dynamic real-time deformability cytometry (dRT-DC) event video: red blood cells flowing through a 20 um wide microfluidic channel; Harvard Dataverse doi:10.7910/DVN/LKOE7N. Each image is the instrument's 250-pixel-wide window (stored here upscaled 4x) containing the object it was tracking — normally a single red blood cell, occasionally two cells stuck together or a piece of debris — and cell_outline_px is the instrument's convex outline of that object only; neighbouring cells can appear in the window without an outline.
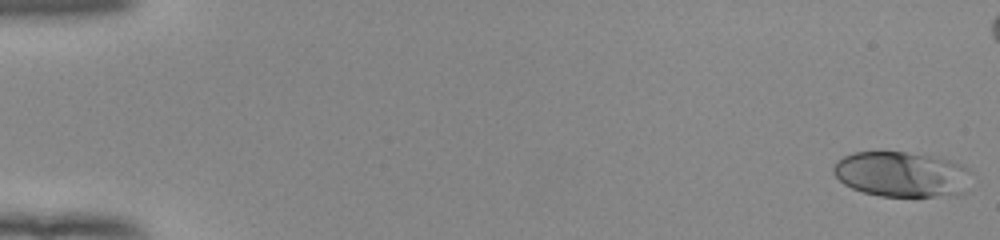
{"species": "human", "species_latin": "Homo sapiens", "temperature_condition": "room temperature", "stored_images_in_passage": 49, "camera_frame_rate_fps": 3000, "um_per_image_px": 0.085, "donor": {"sex": "female"}, "frame": {"image": 1, "passage_image": 1, "time_ms": 0.0, "image_size_px": [1000, 240], "cell_outline_px": [[972, 172], [968, 192], [956, 196], [880, 196], [864, 192], [852, 188], [844, 184], [832, 172], [832, 168], [836, 160], [852, 152], [904, 152], [936, 156], [964, 164]], "centroid_in_image_um": [76.72, 14.82], "position_along_channel_um": 8.3, "area_um2": 37.22}}
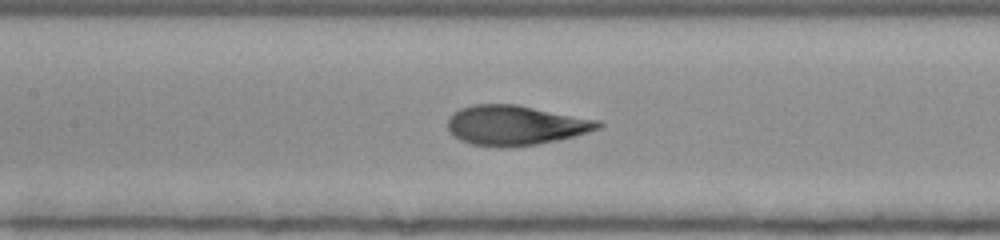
{"frame": {"image": 2, "passage_image": 26, "time_ms": 8.333, "image_size_px": [1000, 240], "cell_outline_px": [[604, 124], [600, 128], [588, 132], [556, 140], [536, 144], [508, 148], [500, 148], [472, 144], [460, 140], [448, 128], [448, 120], [460, 108], [472, 104], [516, 104], [600, 120]], "centroid_in_image_um": [43.84, 10.65], "position_along_channel_um": 163.6, "area_um2": 34.8}}
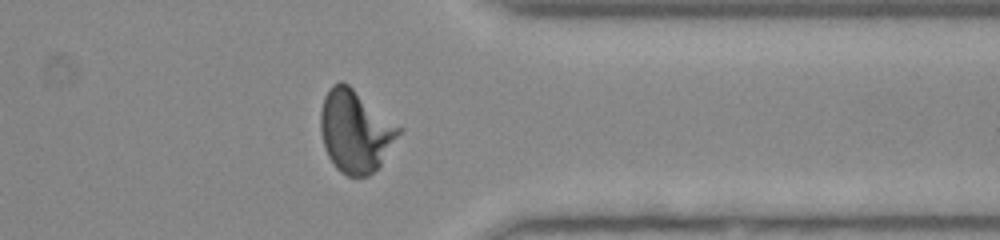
{"frame": {"image": 3, "passage_image": 43, "time_ms": 14.0, "image_size_px": [1000, 240], "cell_outline_px": [[404, 128], [380, 164], [368, 176], [348, 176], [340, 172], [336, 168], [328, 156], [324, 148], [320, 132], [320, 112], [324, 96], [328, 88], [332, 84], [340, 80], [344, 80]], "centroid_in_image_um": [30.19, 11.1], "position_along_channel_um": 381.2, "area_um2": 37.97}}